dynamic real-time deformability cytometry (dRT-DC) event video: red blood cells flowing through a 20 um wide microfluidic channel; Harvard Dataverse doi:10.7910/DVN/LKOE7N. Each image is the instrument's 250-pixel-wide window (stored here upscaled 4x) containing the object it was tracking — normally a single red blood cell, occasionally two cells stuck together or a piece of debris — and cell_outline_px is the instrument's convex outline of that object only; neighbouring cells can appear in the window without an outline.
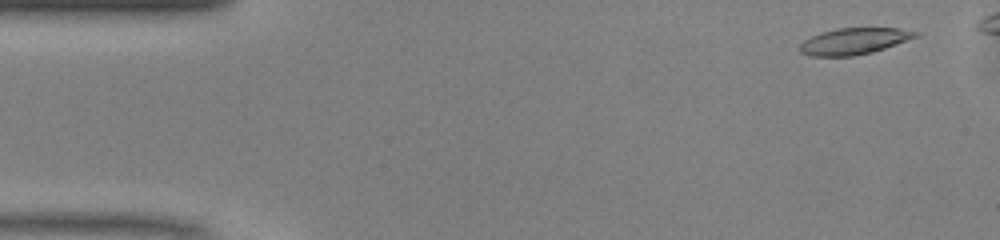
{"species": "common noctule bat (a hibernating species)", "species_latin": "Nyctalus noctula", "temperature_condition": "warm", "stored_images_in_passage": 39, "camera_frame_rate_fps": 3000, "um_per_image_px": 0.085, "animal": {"sex": "male", "body_mass_g": 13.0, "forearm_length_mm": 53.1}, "frame": {"image": 1, "passage_image": 3, "time_ms": 0.667, "image_size_px": [1000, 240], "cell_outline_px": [[920, 36], [872, 52], [852, 56], [808, 56], [800, 52], [800, 44], [804, 40], [820, 32], [836, 28], [900, 28], [920, 32]], "centroid_in_image_um": [72.6, 3.49], "position_along_channel_um": 12.4, "area_um2": 17.86}}
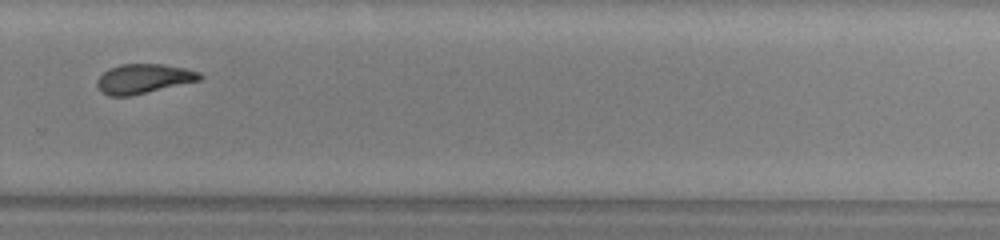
{"frame": {"image": 2, "passage_image": 33, "time_ms": 10.667, "image_size_px": [1000, 240], "cell_outline_px": [[204, 76], [200, 80], [132, 96], [108, 96], [100, 92], [96, 84], [96, 80], [108, 68], [120, 64], [160, 64], [184, 68], [200, 72]], "centroid_in_image_um": [12.17, 6.7], "position_along_channel_um": 317.6, "area_um2": 17.8}}
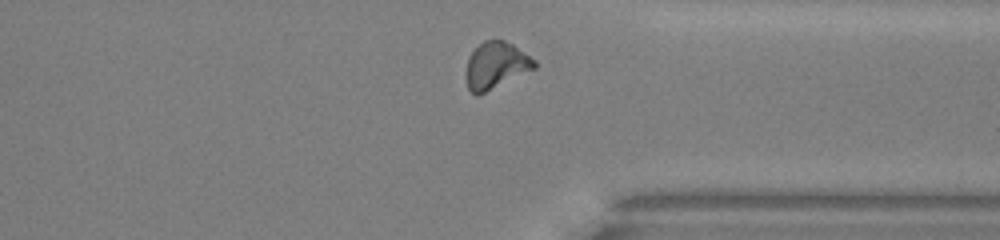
{"frame": {"image": 3, "passage_image": 37, "time_ms": 12.0, "image_size_px": [1000, 240], "cell_outline_px": [[536, 68], [476, 96], [468, 88], [464, 76], [464, 72], [468, 56], [484, 40], [504, 40], [512, 44], [536, 60]], "centroid_in_image_um": [42.11, 5.56], "position_along_channel_um": 369.3, "area_um2": 18.61}, "authors_computed_cell_mechanics": {"area_um2": 17.9758, "velocity_mm_per_s": 4.1201, "shape_relaxation_time_tau1_ms": 7.0743, "shape_relaxation_time_tau2_ms": 2.9772, "deformation_change_tau1": 0.2101, "deformation_change_tau2": 0.1134}}